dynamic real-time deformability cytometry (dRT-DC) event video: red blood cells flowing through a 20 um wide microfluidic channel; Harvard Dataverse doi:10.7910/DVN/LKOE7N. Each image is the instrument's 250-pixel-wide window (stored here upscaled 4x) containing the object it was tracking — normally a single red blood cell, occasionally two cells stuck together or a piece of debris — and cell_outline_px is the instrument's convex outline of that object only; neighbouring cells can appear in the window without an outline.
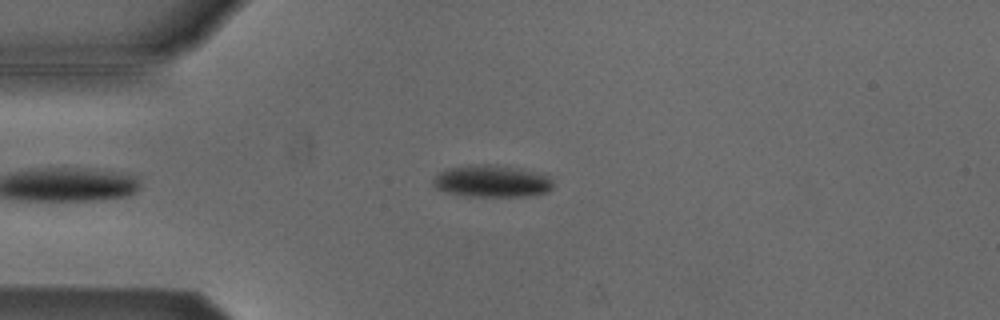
{"species": "Egyptian fruit bat (a non-hibernating species)", "species_latin": "Rousettus aegyptiacus", "temperature_condition": "cold", "stored_images_in_passage": 38, "camera_frame_rate_fps": 3000, "um_per_image_px": 0.085, "animal": {"sex": "male"}, "frame": {"image": 1, "passage_image": 5, "time_ms": 1.333, "image_size_px": [1000, 320], "cell_outline_px": [[552, 188], [548, 192], [524, 196], [468, 196], [448, 192], [436, 188], [432, 184], [432, 176], [448, 168], [468, 164], [496, 164], [520, 168], [548, 176], [552, 180]], "centroid_in_image_um": [41.76, 15.38], "position_along_channel_um": 43.2, "area_um2": 22.54}}
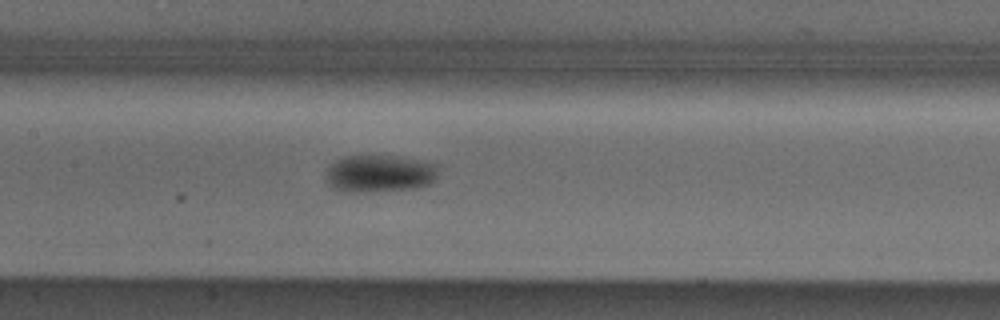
{"frame": {"image": 2, "passage_image": 17, "time_ms": 5.333, "image_size_px": [1000, 320], "cell_outline_px": [[440, 164], [436, 180], [428, 184], [416, 188], [364, 192], [344, 192], [328, 184], [328, 168], [336, 160], [344, 156], [400, 156]], "centroid_in_image_um": [32.34, 14.74], "position_along_channel_um": 175.1, "area_um2": 24.51}}
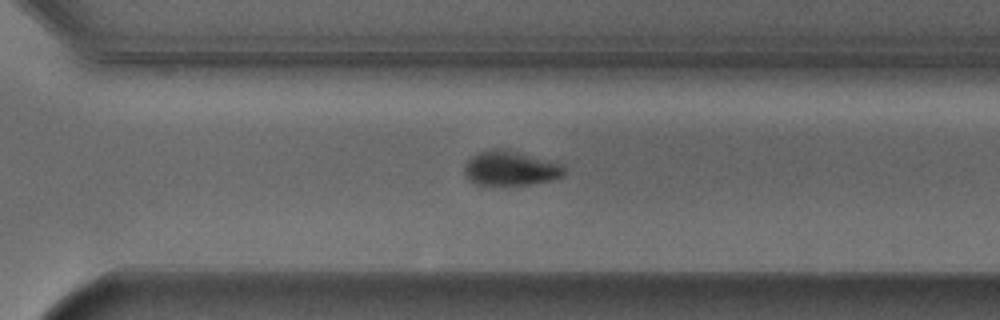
{"frame": {"image": 3, "passage_image": 29, "time_ms": 9.333, "image_size_px": [1000, 320], "cell_outline_px": [[564, 176], [552, 180], [528, 184], [476, 184], [468, 180], [464, 176], [464, 164], [472, 156], [480, 152], [492, 148], [504, 148], [564, 164]], "centroid_in_image_um": [43.38, 14.29], "position_along_channel_um": 327.2, "area_um2": 20.17}, "authors_computed_cell_mechanics": {"area_um2": 23.409, "velocity_mm_per_s": 3.8062, "shape_relaxation_time_tau1_ms": 2.273, "shape_relaxation_time_tau2_ms": null, "deformation_change_tau1": 0.0832, "deformation_change_tau2": null}}